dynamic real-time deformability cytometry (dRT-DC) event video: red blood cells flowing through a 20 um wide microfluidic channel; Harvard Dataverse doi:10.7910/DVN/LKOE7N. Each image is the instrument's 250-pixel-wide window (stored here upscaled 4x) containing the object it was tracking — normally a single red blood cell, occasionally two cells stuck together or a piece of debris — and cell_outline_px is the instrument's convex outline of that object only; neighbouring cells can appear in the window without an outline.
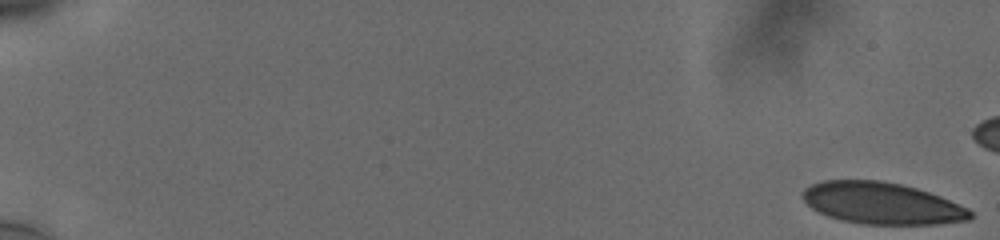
{"species": "human", "species_latin": "Homo sapiens", "temperature_condition": "cold", "stored_images_in_passage": 16, "camera_frame_rate_fps": 3000, "um_per_image_px": 0.085, "donor": {"sex": "male"}, "frame": {"image": 1, "passage_image": 1, "time_ms": 0.0, "image_size_px": [1000, 240], "cell_outline_px": [[972, 220], [940, 224], [864, 224], [840, 220], [828, 216], [812, 208], [804, 200], [804, 188], [812, 184], [824, 180], [880, 180], [900, 184], [916, 188], [940, 196], [968, 208], [972, 212]], "centroid_in_image_um": [74.99, 17.28], "position_along_channel_um": 10.0, "area_um2": 40.63}}